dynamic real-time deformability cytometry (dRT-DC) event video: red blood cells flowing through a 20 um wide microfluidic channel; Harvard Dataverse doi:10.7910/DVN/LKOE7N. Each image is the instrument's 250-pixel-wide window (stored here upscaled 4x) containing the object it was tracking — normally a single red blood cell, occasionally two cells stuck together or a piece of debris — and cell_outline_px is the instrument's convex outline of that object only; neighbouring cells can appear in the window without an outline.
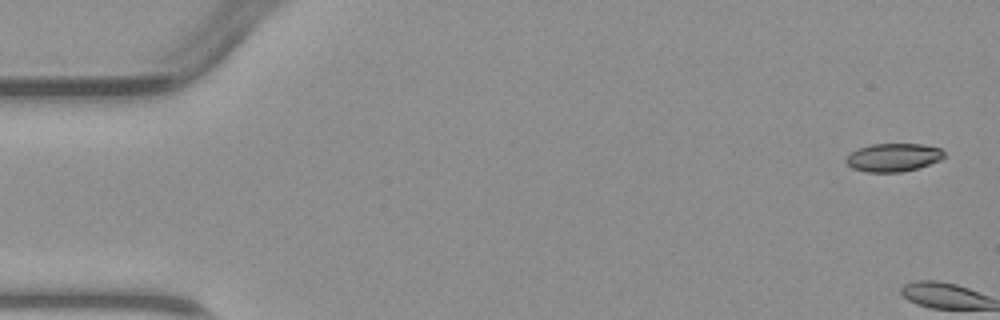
{"species": "common noctule bat (a hibernating species)", "species_latin": "Nyctalus noctula", "temperature_condition": "warm", "stored_images_in_passage": 4, "camera_frame_rate_fps": 3000, "um_per_image_px": 0.085, "animal": {"sex": "male", "body_mass_g": 23.1, "forearm_length_mm": 52.7}, "frame": {"image": 1, "passage_image": 1, "time_ms": 0.0, "image_size_px": [1000, 320], "cell_outline_px": [[944, 156], [940, 160], [916, 168], [900, 172], [868, 172], [852, 168], [844, 160], [856, 148], [872, 144], [924, 144], [940, 148], [944, 152]], "centroid_in_image_um": [75.91, 13.37], "position_along_channel_um": 9.1, "area_um2": 16.01}}